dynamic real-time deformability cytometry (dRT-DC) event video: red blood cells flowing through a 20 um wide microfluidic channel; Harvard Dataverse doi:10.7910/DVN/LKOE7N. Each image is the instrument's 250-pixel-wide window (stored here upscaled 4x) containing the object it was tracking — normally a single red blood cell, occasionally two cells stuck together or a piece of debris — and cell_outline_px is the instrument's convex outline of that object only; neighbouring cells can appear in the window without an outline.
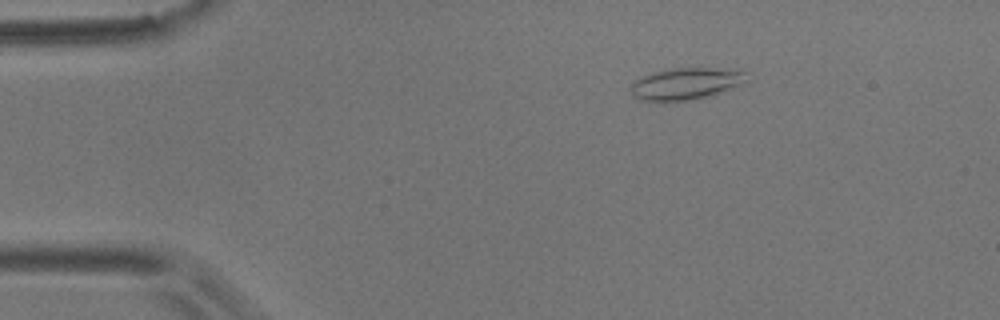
{"species": "common noctule bat (a hibernating species)", "species_latin": "Nyctalus noctula", "temperature_condition": "room temperature", "stored_images_in_passage": 4, "camera_frame_rate_fps": 3000, "um_per_image_px": 0.085, "animal": {"sex": "male", "body_mass_g": 17.9}, "frame": {"image": 1, "passage_image": 2, "time_ms": 0.333, "image_size_px": [1000, 320], "cell_outline_px": [[744, 72], [736, 84], [712, 96], [688, 100], [640, 100], [632, 96], [632, 84], [640, 76], [672, 68], [736, 68]], "centroid_in_image_um": [58.2, 7.1], "position_along_channel_um": 26.8, "area_um2": 20.69}}